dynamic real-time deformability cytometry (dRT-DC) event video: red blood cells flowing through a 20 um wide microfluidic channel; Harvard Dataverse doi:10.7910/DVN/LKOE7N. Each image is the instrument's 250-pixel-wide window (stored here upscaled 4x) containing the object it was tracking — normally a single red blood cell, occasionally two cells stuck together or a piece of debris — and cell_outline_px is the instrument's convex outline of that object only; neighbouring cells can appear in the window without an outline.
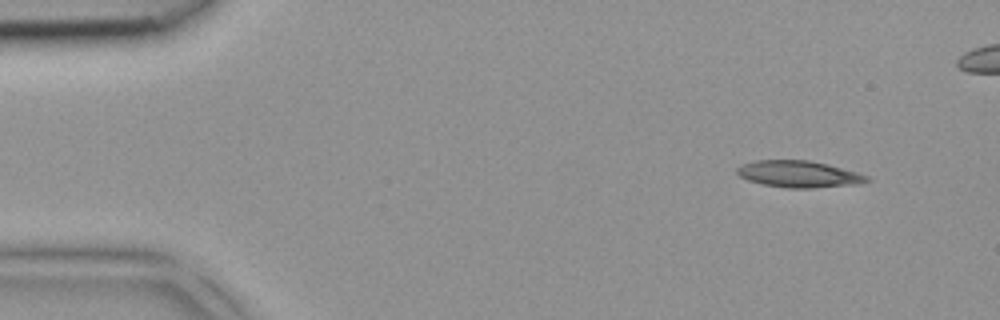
{"species": "common noctule bat (a hibernating species)", "species_latin": "Nyctalus noctula", "temperature_condition": "room temperature", "stored_images_in_passage": 3, "camera_frame_rate_fps": 3000, "um_per_image_px": 0.085, "animal": {"sex": "female", "body_mass_g": 18.4}, "frame": {"image": 1, "passage_image": 1, "time_ms": 0.0, "image_size_px": [1000, 320], "cell_outline_px": [[872, 180], [860, 184], [812, 188], [788, 188], [764, 184], [748, 180], [740, 176], [736, 172], [736, 168], [744, 164], [756, 160], [808, 160], [828, 164], [856, 172], [868, 176]], "centroid_in_image_um": [67.93, 14.8], "position_along_channel_um": 17.1, "area_um2": 20.11}}